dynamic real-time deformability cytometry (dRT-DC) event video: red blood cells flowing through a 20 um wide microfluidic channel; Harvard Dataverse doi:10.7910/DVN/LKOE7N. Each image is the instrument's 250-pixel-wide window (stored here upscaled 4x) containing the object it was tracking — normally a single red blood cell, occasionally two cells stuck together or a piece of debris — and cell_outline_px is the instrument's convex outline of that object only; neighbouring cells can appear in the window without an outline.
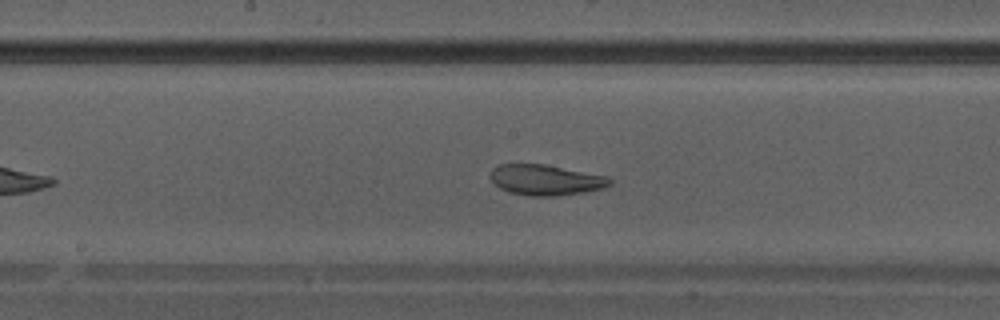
{"species": "Egyptian fruit bat (a non-hibernating species)", "species_latin": "Rousettus aegyptiacus", "temperature_condition": "warm", "stored_images_in_passage": 30, "camera_frame_rate_fps": 3000, "um_per_image_px": 0.085, "animal": {"sex": "male"}, "frame": {"image": 1, "passage_image": 13, "time_ms": 4.0, "image_size_px": [1000, 320], "cell_outline_px": [[612, 184], [604, 188], [584, 192], [556, 196], [532, 196], [508, 192], [500, 188], [488, 176], [492, 168], [500, 164], [544, 164], [608, 176], [612, 180]], "centroid_in_image_um": [46.39, 15.29], "position_along_channel_um": 201.8, "area_um2": 21.39}}